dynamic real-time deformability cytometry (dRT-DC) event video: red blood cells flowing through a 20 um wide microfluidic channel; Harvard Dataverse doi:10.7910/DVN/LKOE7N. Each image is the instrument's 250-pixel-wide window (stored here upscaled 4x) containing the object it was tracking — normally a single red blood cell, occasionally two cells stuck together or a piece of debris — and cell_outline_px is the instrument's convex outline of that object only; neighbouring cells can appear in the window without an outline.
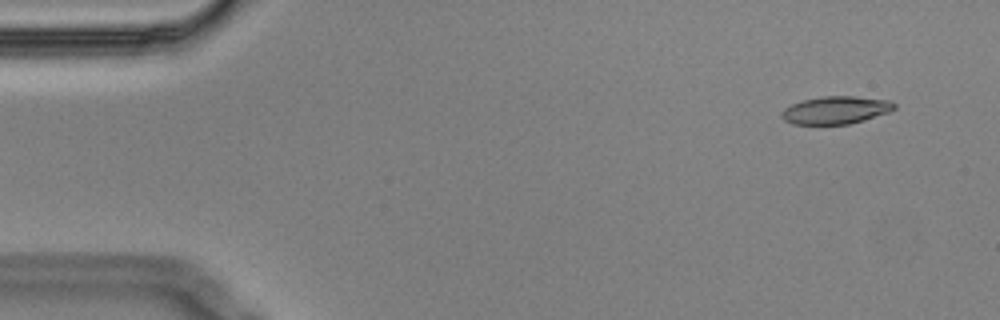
{"species": "Egyptian fruit bat (a non-hibernating species)", "species_latin": "Rousettus aegyptiacus", "temperature_condition": "cold", "stored_images_in_passage": 5, "segment_of_instrument_passage": [2, 2], "camera_frame_rate_fps": 3000, "um_per_image_px": 0.085, "animal": {"sex": "male"}, "frame": {"image": 1, "passage_image": 5, "time_ms": 1.333, "image_size_px": [1000, 320], "cell_outline_px": [[896, 108], [888, 112], [864, 120], [848, 124], [792, 124], [784, 120], [780, 116], [780, 112], [784, 108], [792, 104], [804, 100], [824, 96], [856, 96], [888, 100], [896, 104]], "centroid_in_image_um": [71.02, 9.36], "position_along_channel_um": 14.0, "area_um2": 18.15}}